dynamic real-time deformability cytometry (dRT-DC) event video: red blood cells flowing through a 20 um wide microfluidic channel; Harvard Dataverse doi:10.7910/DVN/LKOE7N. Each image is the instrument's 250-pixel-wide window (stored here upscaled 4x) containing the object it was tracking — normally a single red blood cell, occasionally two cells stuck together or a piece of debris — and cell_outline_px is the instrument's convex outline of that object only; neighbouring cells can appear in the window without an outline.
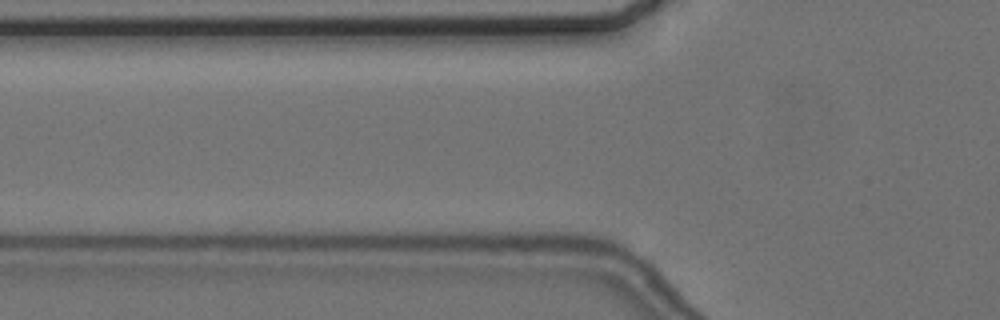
{"species": "common noctule bat (a hibernating species)", "species_latin": "Nyctalus noctula", "temperature_condition": "cold", "stored_images_in_passage": 4, "camera_frame_rate_fps": 3000, "um_per_image_px": 0.085, "animal": {"sex": "female", "body_mass_g": 24.6, "forearm_length_mm": 56.2}, "frame": {"image": 1, "passage_image": 2, "time_ms": 0.333, "image_size_px": [1000, 320], "cell_outline_px": [[644, 268], [640, 268], [516, 248], [500, 244], [512, 240], [556, 240], [584, 244], [608, 248], [640, 264]], "centroid_in_image_um": [48.8, 21.34], "position_along_channel_um": 77.0, "area_um2": 11.56}}